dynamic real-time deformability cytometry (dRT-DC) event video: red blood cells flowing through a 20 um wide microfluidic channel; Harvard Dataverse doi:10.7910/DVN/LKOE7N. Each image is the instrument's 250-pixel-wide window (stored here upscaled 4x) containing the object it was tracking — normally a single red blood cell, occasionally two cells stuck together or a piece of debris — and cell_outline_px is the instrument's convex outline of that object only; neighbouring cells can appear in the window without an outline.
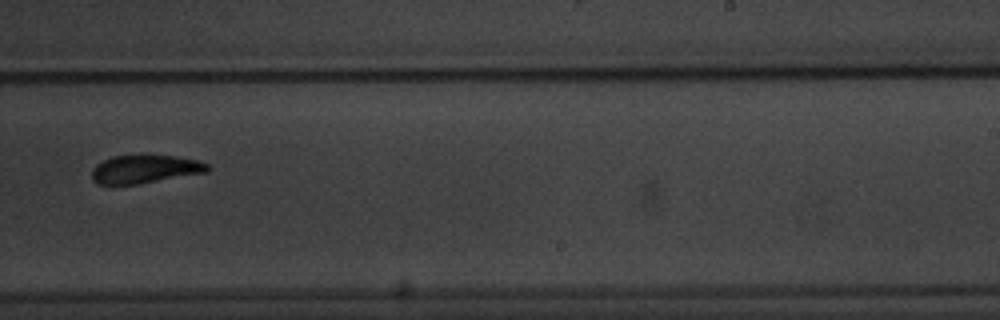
{"species": "common noctule bat (a hibernating species)", "species_latin": "Nyctalus noctula", "temperature_condition": "warm", "stored_images_in_passage": 11, "camera_frame_rate_fps": 3000, "um_per_image_px": 0.085, "animal": {"sex": "male", "body_mass_g": 20.1, "forearm_length_mm": 53.5}, "frame": {"image": 1, "passage_image": 10, "time_ms": 12.0, "image_size_px": [1000, 320], "cell_outline_px": [[212, 168], [208, 172], [140, 184], [96, 184], [92, 180], [92, 168], [96, 164], [112, 156], [176, 156], [196, 160], [208, 164]], "centroid_in_image_um": [12.33, 14.39], "position_along_channel_um": 276.7, "area_um2": 19.02}}
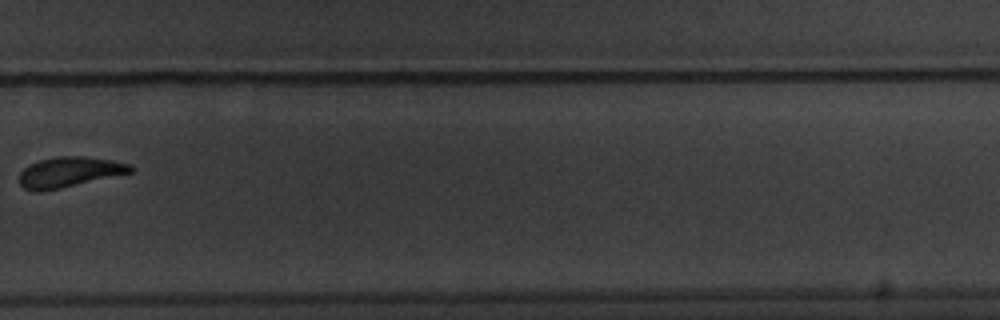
{"frame": {"image": 2, "passage_image": 11, "time_ms": 13.333, "image_size_px": [1000, 320], "cell_outline_px": [[136, 168], [132, 172], [60, 188], [40, 192], [36, 192], [24, 188], [20, 184], [20, 172], [28, 164], [40, 160], [56, 156], [84, 156], [112, 160], [132, 164]], "centroid_in_image_um": [5.9, 14.61], "position_along_channel_um": 323.9, "area_um2": 19.65}}